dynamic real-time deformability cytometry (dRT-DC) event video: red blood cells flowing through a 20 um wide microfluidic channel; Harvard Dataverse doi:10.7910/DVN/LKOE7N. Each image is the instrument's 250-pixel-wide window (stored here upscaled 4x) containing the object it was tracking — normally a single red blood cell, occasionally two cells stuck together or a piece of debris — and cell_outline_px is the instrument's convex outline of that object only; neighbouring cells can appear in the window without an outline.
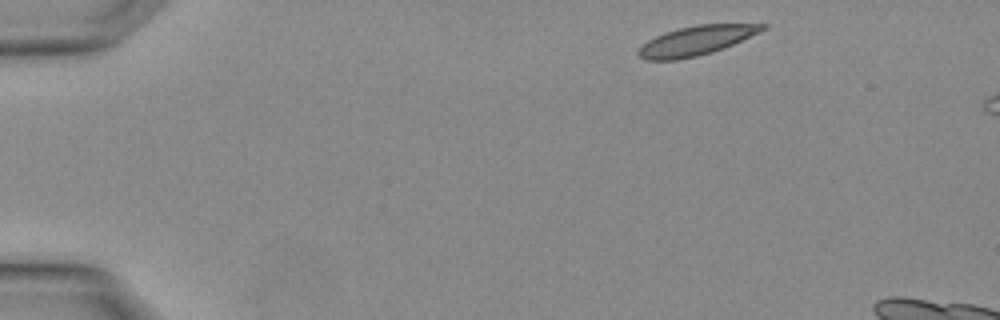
{"species": "Egyptian fruit bat (a non-hibernating species)", "species_latin": "Rousettus aegyptiacus", "temperature_condition": "warm", "stored_images_in_passage": 2, "camera_frame_rate_fps": 3000, "um_per_image_px": 0.085, "animal": {"sex": "female"}, "frame": {"image": 1, "passage_image": 1, "time_ms": 0.0, "image_size_px": [1000, 320], "cell_outline_px": [[768, 28], [760, 32], [732, 44], [712, 52], [696, 56], [676, 60], [648, 60], [640, 56], [636, 52], [648, 40], [664, 32], [680, 28], [700, 24], [768, 24]], "centroid_in_image_um": [59.18, 3.44], "position_along_channel_um": 25.8, "area_um2": 20.87}}